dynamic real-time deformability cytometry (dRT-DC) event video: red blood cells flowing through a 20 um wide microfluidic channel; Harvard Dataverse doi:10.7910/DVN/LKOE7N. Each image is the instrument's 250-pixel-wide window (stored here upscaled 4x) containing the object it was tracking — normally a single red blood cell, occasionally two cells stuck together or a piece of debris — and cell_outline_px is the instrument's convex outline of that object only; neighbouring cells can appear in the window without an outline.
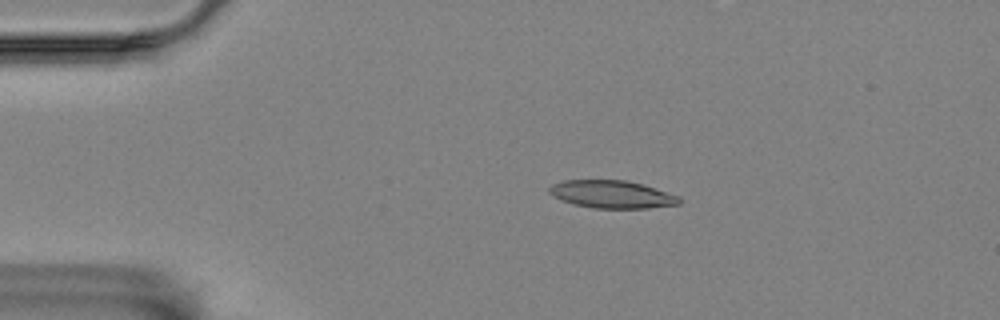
{"species": "Egyptian fruit bat (a non-hibernating species)", "species_latin": "Rousettus aegyptiacus", "temperature_condition": "room temperature", "stored_images_in_passage": 9, "camera_frame_rate_fps": 3000, "um_per_image_px": 0.085, "animal": {"sex": "female"}, "frame": {"image": 1, "passage_image": 3, "time_ms": 0.667, "image_size_px": [1000, 320], "cell_outline_px": [[680, 204], [648, 208], [592, 208], [572, 204], [560, 200], [552, 196], [548, 192], [548, 188], [552, 184], [564, 180], [628, 180], [644, 184], [680, 196]], "centroid_in_image_um": [51.99, 16.51], "position_along_channel_um": 33.0, "area_um2": 21.27}}
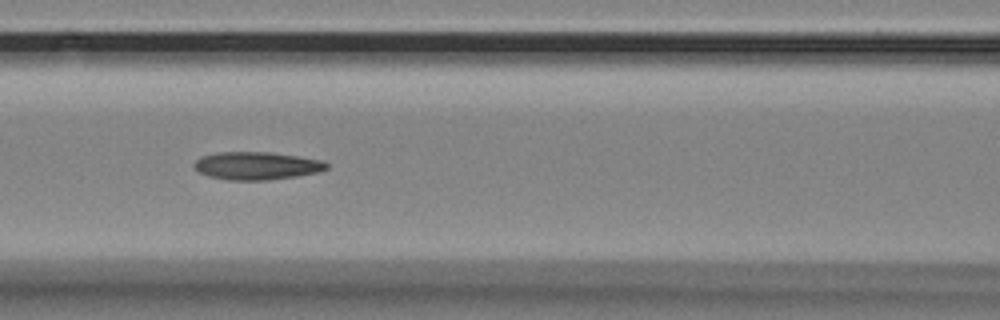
{"frame": {"image": 2, "passage_image": 7, "time_ms": 2.0, "image_size_px": [1000, 320], "cell_outline_px": [[328, 168], [316, 172], [296, 176], [268, 180], [228, 180], [208, 176], [192, 168], [192, 164], [200, 156], [216, 152], [268, 152], [324, 160], [328, 164]], "centroid_in_image_um": [21.76, 14.08], "position_along_channel_um": 144.8, "area_um2": 21.56}}
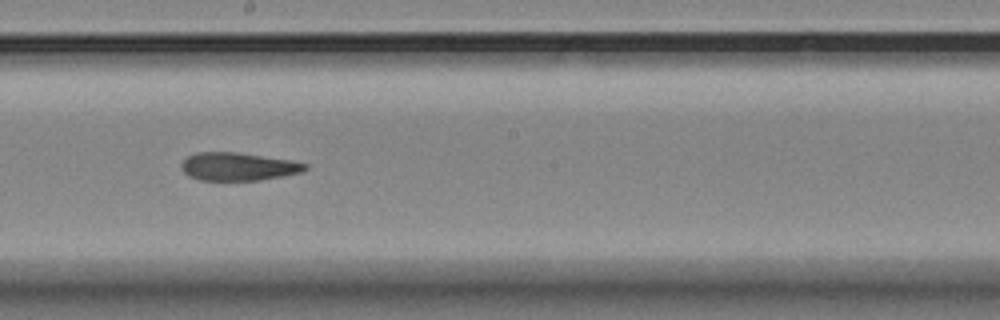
{"frame": {"image": 3, "passage_image": 9, "time_ms": 2.667, "image_size_px": [1000, 320], "cell_outline_px": [[308, 168], [300, 172], [260, 180], [200, 180], [188, 176], [184, 172], [180, 164], [188, 156], [196, 152], [236, 152], [292, 160], [308, 164]], "centroid_in_image_um": [20.22, 14.15], "position_along_channel_um": 228.0, "area_um2": 20.11}}